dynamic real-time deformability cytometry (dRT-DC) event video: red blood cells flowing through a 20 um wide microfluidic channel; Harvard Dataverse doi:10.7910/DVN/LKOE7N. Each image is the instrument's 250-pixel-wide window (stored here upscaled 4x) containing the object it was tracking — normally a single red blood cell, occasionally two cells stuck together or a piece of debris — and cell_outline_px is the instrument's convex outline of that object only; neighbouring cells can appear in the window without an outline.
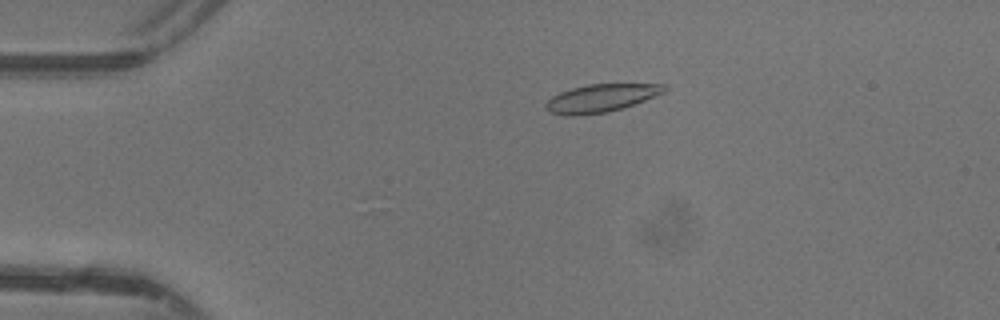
{"species": "common noctule bat (a hibernating species)", "species_latin": "Nyctalus noctula", "temperature_condition": "warm", "stored_images_in_passage": 34, "camera_frame_rate_fps": 3000, "um_per_image_px": 0.085, "animal": {"sex": "female"}, "frame": {"image": 1, "passage_image": 4, "time_ms": 1.0, "image_size_px": [1000, 320], "cell_outline_px": [[668, 88], [664, 92], [644, 100], [608, 112], [572, 116], [548, 112], [544, 104], [552, 96], [560, 92], [572, 88], [588, 84], [668, 84]], "centroid_in_image_um": [51.06, 8.33], "position_along_channel_um": 33.9, "area_um2": 19.07}}
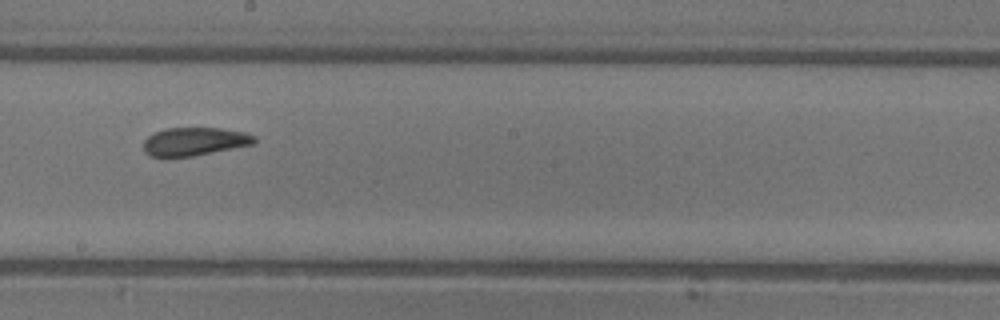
{"frame": {"image": 2, "passage_image": 21, "time_ms": 6.667, "image_size_px": [1000, 320], "cell_outline_px": [[256, 140], [252, 144], [192, 156], [164, 160], [148, 156], [144, 152], [144, 140], [148, 136], [164, 128], [220, 128], [244, 132], [256, 136]], "centroid_in_image_um": [16.43, 12.06], "position_along_channel_um": 231.8, "area_um2": 18.61}}
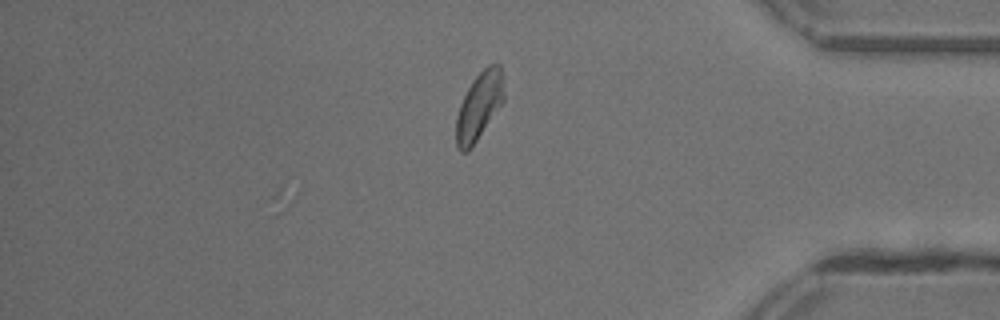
{"frame": {"image": 3, "passage_image": 34, "time_ms": 11.0, "image_size_px": [1000, 320], "cell_outline_px": [[504, 100], [472, 148], [468, 152], [460, 152], [456, 148], [456, 116], [460, 104], [472, 80], [488, 64], [500, 64], [504, 92]], "centroid_in_image_um": [40.71, 9.05], "position_along_channel_um": 394.5, "area_um2": 18.84}, "authors_computed_cell_mechanics": {"area_um2": 19.1896, "velocity_mm_per_s": 4.3745, "shape_relaxation_time_tau1_ms": 2.873, "shape_relaxation_time_tau2_ms": 1.6717, "deformation_change_tau1": 0.1213, "deformation_change_tau2": 0.0845}}